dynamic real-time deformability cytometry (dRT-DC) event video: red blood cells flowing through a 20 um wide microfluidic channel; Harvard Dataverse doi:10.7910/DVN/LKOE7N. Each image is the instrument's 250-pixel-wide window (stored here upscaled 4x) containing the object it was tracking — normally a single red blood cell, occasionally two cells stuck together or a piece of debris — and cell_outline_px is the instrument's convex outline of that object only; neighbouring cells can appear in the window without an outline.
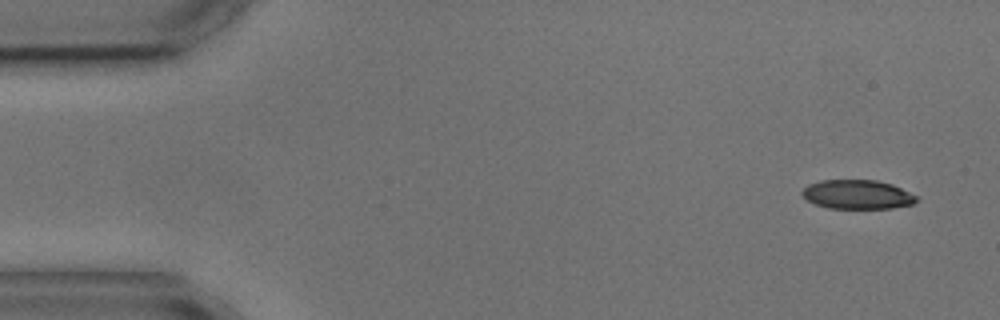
{"species": "common noctule bat (a hibernating species)", "species_latin": "Nyctalus noctula", "temperature_condition": "cold", "stored_images_in_passage": 6, "camera_frame_rate_fps": 3000, "um_per_image_px": 0.085, "animal": {"sex": "male", "body_mass_g": 17.9, "forearm_length_mm": 54.2}, "frame": {"image": 1, "passage_image": 1, "time_ms": 0.0, "image_size_px": [1000, 320], "cell_outline_px": [[920, 200], [912, 204], [892, 208], [828, 208], [816, 204], [808, 200], [800, 192], [808, 184], [820, 180], [876, 180], [892, 184], [916, 196]], "centroid_in_image_um": [72.87, 16.52], "position_along_channel_um": 12.1, "area_um2": 19.31}}
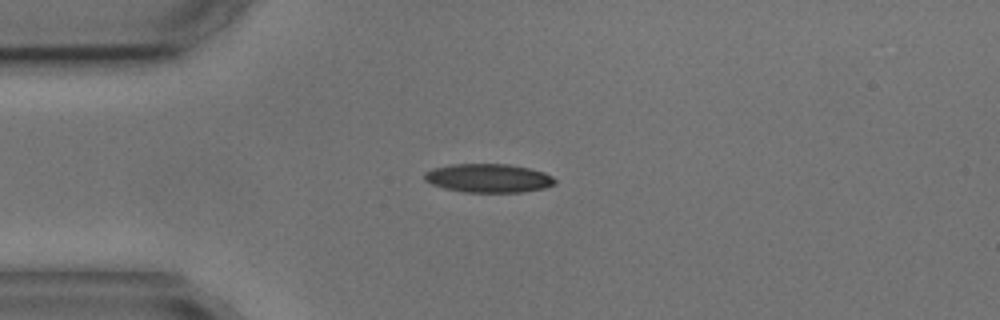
{"frame": {"image": 2, "passage_image": 3, "time_ms": 3.333, "image_size_px": [1000, 320], "cell_outline_px": [[556, 184], [544, 188], [520, 192], [464, 192], [444, 188], [432, 184], [424, 180], [424, 172], [432, 168], [452, 164], [508, 164], [528, 168], [544, 172], [552, 176], [556, 180]], "centroid_in_image_um": [41.5, 15.14], "position_along_channel_um": 43.5, "area_um2": 21.85}}
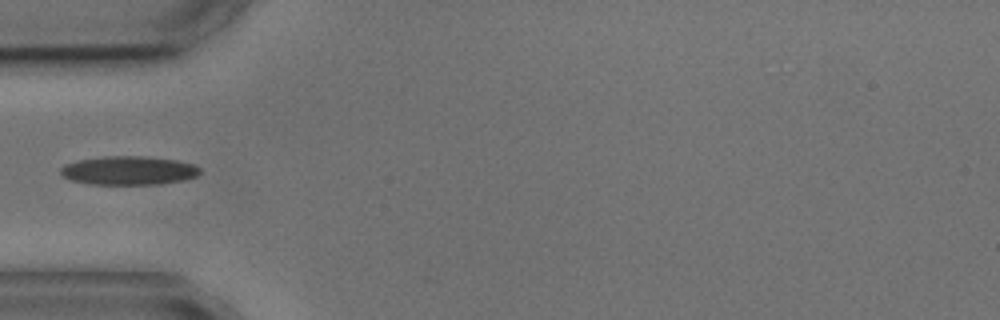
{"frame": {"image": 3, "passage_image": 4, "time_ms": 4.667, "image_size_px": [1000, 320], "cell_outline_px": [[200, 172], [196, 176], [184, 180], [160, 184], [92, 184], [72, 180], [64, 176], [60, 172], [60, 168], [64, 164], [80, 160], [104, 156], [144, 156], [176, 160], [196, 164], [200, 168]], "centroid_in_image_um": [10.97, 14.49], "position_along_channel_um": 74.0, "area_um2": 23.29}}